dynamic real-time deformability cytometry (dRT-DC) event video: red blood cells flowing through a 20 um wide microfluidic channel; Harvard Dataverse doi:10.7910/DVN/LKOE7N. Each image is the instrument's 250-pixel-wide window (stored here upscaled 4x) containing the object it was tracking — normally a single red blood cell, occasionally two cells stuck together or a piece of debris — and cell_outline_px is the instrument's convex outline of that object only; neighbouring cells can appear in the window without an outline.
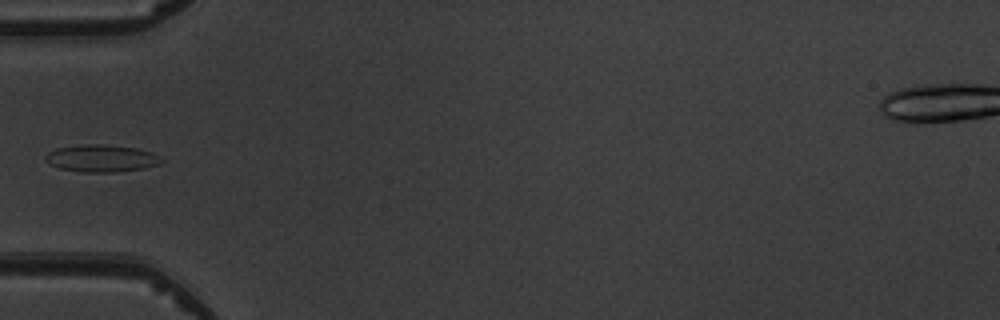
{"species": "common noctule bat (a hibernating species)", "species_latin": "Nyctalus noctula", "temperature_condition": "warm", "stored_images_in_passage": 4, "camera_frame_rate_fps": 3000, "um_per_image_px": 0.085, "animal": {"sex": "male", "body_mass_g": 19.5, "forearm_length_mm": 54.6}, "frame": {"image": 1, "passage_image": 2, "time_ms": 1.333, "image_size_px": [1000, 320], "cell_outline_px": [[164, 160], [160, 164], [144, 168], [116, 172], [80, 172], [60, 168], [44, 160], [44, 156], [48, 152], [56, 148], [84, 144], [104, 144], [136, 148], [148, 152]], "centroid_in_image_um": [8.58, 13.46], "position_along_channel_um": 76.4, "area_um2": 18.26}}
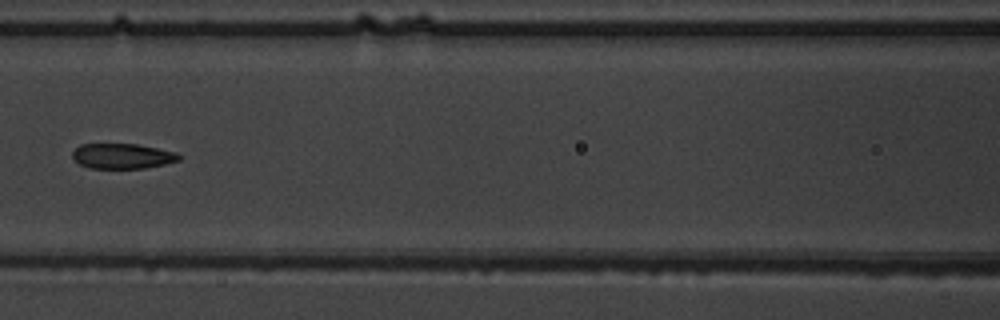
{"frame": {"image": 2, "passage_image": 4, "time_ms": 3.333, "image_size_px": [1000, 320], "cell_outline_px": [[180, 160], [164, 164], [144, 168], [88, 168], [80, 164], [72, 156], [72, 152], [80, 144], [136, 144], [176, 152], [180, 156]], "centroid_in_image_um": [10.39, 13.27], "position_along_channel_um": 156.2, "area_um2": 15.49}}